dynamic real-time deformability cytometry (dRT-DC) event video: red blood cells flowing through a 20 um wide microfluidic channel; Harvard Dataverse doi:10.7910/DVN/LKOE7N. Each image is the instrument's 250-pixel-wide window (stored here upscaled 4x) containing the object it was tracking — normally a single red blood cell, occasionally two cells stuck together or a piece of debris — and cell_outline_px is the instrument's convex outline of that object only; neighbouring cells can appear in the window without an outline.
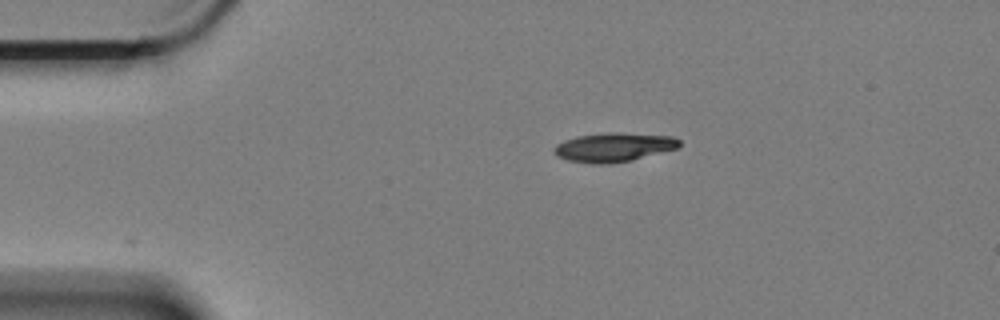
{"species": "Egyptian fruit bat (a non-hibernating species)", "species_latin": "Rousettus aegyptiacus", "temperature_condition": "cold", "stored_images_in_passage": 49, "camera_frame_rate_fps": 3000, "um_per_image_px": 0.085, "animal": {"sex": "female"}, "frame": {"image": 1, "passage_image": 1, "time_ms": 0.0, "image_size_px": [1000, 320], "cell_outline_px": [[680, 144], [676, 148], [632, 160], [608, 164], [592, 164], [568, 160], [556, 156], [552, 152], [556, 144], [564, 140], [576, 136], [608, 132], [620, 132], [672, 136], [680, 140]], "centroid_in_image_um": [52.12, 12.51], "position_along_channel_um": 32.9, "area_um2": 21.27}}
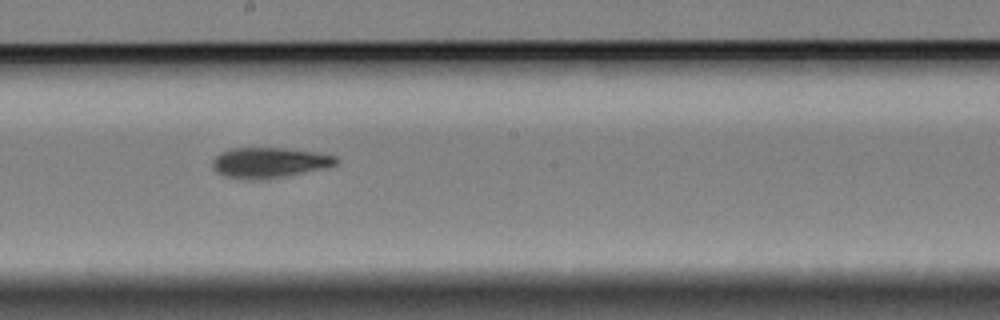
{"frame": {"image": 2, "passage_image": 22, "time_ms": 7.0, "image_size_px": [1000, 320], "cell_outline_px": [[340, 160], [336, 164], [328, 168], [284, 176], [252, 180], [248, 180], [224, 176], [216, 172], [212, 164], [212, 160], [220, 152], [232, 148], [284, 148], [316, 152], [336, 156]], "centroid_in_image_um": [22.9, 13.82], "position_along_channel_um": 225.3, "area_um2": 21.96}}
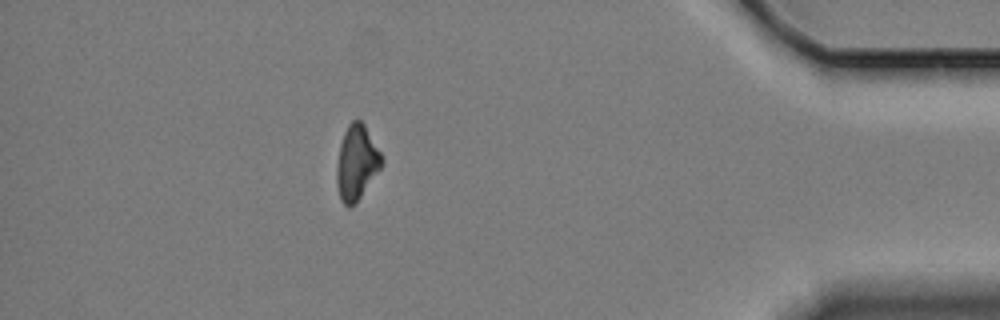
{"frame": {"image": 3, "passage_image": 42, "time_ms": 13.667, "image_size_px": [1000, 320], "cell_outline_px": [[384, 164], [360, 196], [348, 208], [340, 200], [336, 184], [336, 168], [340, 144], [344, 132], [348, 124], [352, 120], [360, 120], [364, 124], [380, 152], [384, 160]], "centroid_in_image_um": [30.3, 13.81], "position_along_channel_um": 404.9, "area_um2": 19.42}, "authors_computed_cell_mechanics": {"area_um2": 20.8658, "velocity_mm_per_s": 3.3525, "shape_relaxation_time_tau1_ms": 3.6016, "shape_relaxation_time_tau2_ms": 5.0774, "deformation_change_tau1": 0.12, "deformation_change_tau2": 0.1114}}